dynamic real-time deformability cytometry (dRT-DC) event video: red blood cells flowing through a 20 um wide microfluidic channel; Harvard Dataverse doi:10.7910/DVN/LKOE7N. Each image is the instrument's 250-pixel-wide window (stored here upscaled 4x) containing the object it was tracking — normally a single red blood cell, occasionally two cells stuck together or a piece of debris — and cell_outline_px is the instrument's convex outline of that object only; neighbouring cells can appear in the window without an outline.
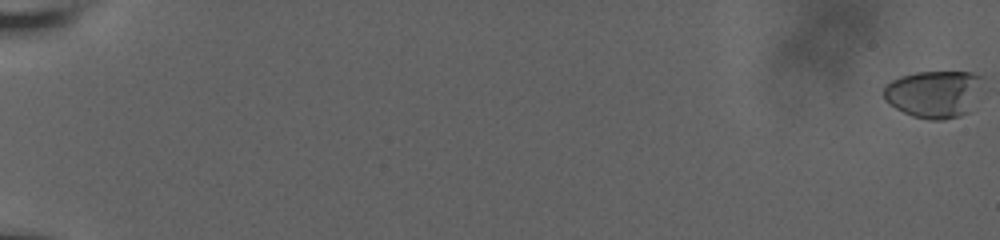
{"species": "human", "species_latin": "Homo sapiens", "temperature_condition": "room temperature", "stored_images_in_passage": 21, "camera_frame_rate_fps": 3000, "um_per_image_px": 0.085, "donor": {"sex": "male"}, "frame": {"image": 1, "passage_image": 1, "time_ms": 0.0, "image_size_px": [1000, 240], "cell_outline_px": [[984, 80], [968, 112], [960, 116], [944, 120], [928, 120], [912, 116], [888, 104], [884, 100], [884, 84], [900, 76], [916, 72], [972, 72], [984, 76]], "centroid_in_image_um": [79.37, 7.98], "position_along_channel_um": 5.6, "area_um2": 27.51}}